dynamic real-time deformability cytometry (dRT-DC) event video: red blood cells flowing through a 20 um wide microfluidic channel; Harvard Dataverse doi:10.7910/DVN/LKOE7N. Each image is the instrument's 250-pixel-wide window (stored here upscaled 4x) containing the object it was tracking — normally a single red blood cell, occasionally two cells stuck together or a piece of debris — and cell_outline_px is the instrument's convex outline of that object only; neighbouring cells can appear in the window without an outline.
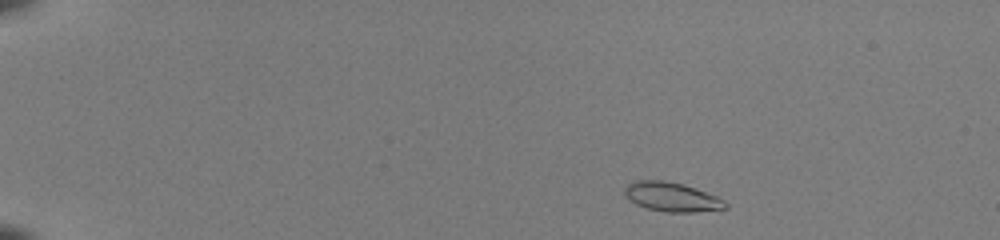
{"species": "common noctule bat (a hibernating species)", "species_latin": "Nyctalus noctula", "temperature_condition": "room temperature", "stored_images_in_passage": 45, "camera_frame_rate_fps": 3000, "um_per_image_px": 0.085, "animal": {"sex": "female", "body_mass_g": 22.0, "forearm_length_mm": 56.7}, "frame": {"image": 1, "passage_image": 2, "time_ms": 0.333, "image_size_px": [1000, 240], "cell_outline_px": [[728, 208], [696, 212], [664, 212], [648, 208], [636, 204], [628, 200], [624, 196], [624, 188], [632, 180], [664, 180], [684, 184], [696, 188], [716, 196], [724, 200], [728, 204]], "centroid_in_image_um": [57.08, 16.73], "position_along_channel_um": 27.9, "area_um2": 17.4}}
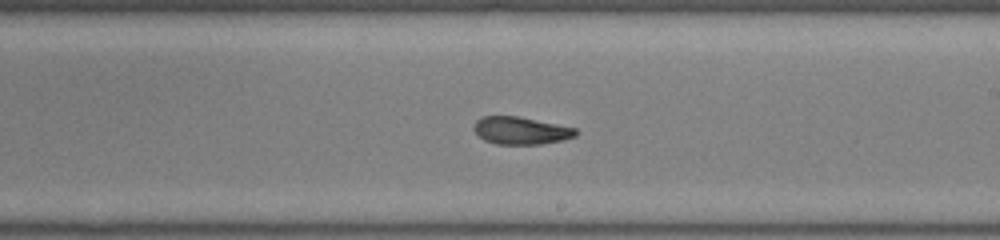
{"frame": {"image": 2, "passage_image": 26, "time_ms": 8.333, "image_size_px": [1000, 240], "cell_outline_px": [[576, 136], [564, 140], [540, 144], [496, 144], [484, 140], [472, 128], [476, 120], [484, 116], [520, 116], [576, 128]], "centroid_in_image_um": [44.27, 11.09], "position_along_channel_um": 244.7, "area_um2": 16.36}}
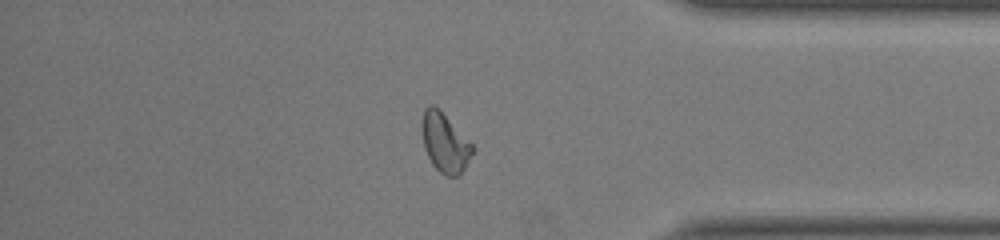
{"frame": {"image": 3, "passage_image": 38, "time_ms": 12.333, "image_size_px": [1000, 240], "cell_outline_px": [[476, 148], [460, 176], [444, 176], [432, 164], [424, 148], [420, 128], [420, 124], [424, 108], [428, 104], [432, 104], [440, 108]], "centroid_in_image_um": [37.8, 12.09], "position_along_channel_um": 397.4, "area_um2": 17.98}}